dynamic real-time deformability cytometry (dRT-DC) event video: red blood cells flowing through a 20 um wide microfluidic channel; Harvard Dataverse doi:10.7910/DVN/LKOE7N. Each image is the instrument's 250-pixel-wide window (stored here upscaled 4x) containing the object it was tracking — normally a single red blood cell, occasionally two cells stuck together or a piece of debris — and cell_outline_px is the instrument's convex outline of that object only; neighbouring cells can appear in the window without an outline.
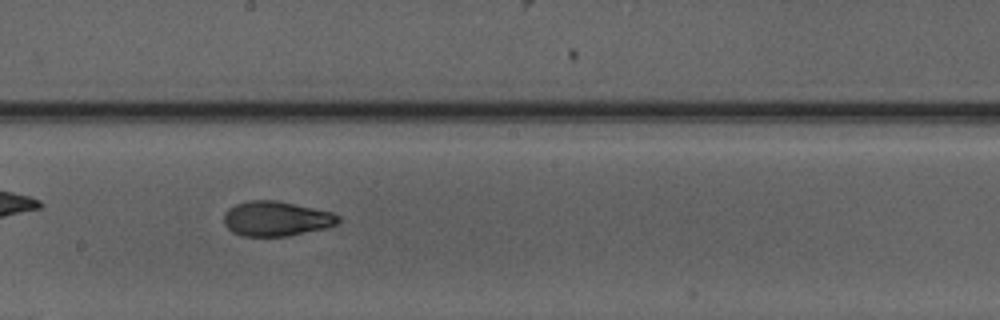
{"species": "Egyptian fruit bat (a non-hibernating species)", "species_latin": "Rousettus aegyptiacus", "temperature_condition": "warm", "stored_images_in_passage": 36, "camera_frame_rate_fps": 3000, "um_per_image_px": 0.085, "animal": {"sex": "male"}, "frame": {"image": 1, "passage_image": 16, "time_ms": 5.0, "image_size_px": [1000, 320], "cell_outline_px": [[340, 220], [336, 224], [324, 228], [288, 236], [244, 236], [232, 232], [224, 224], [224, 212], [228, 208], [236, 204], [248, 200], [276, 200], [332, 212], [340, 216]], "centroid_in_image_um": [23.45, 18.58], "position_along_channel_um": 224.7, "area_um2": 23.18}}
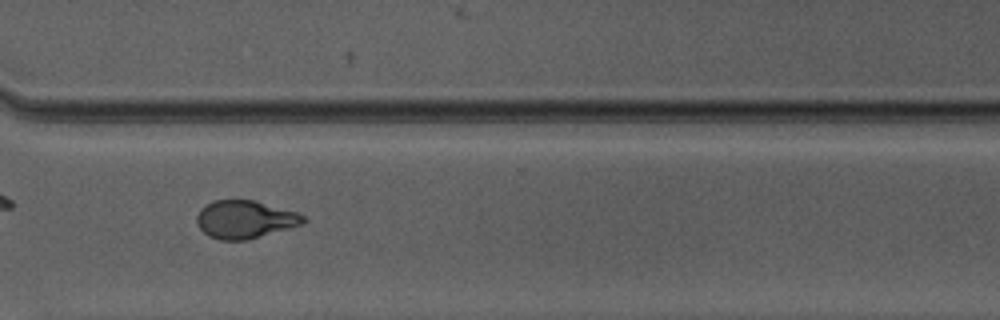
{"frame": {"image": 2, "passage_image": 25, "time_ms": 8.0, "image_size_px": [1000, 320], "cell_outline_px": [[308, 220], [300, 224], [288, 228], [244, 240], [220, 240], [208, 236], [196, 224], [196, 216], [200, 208], [212, 200], [252, 200], [296, 212], [304, 216]], "centroid_in_image_um": [20.75, 18.64], "position_along_channel_um": 349.8, "area_um2": 23.24}, "authors_computed_cell_mechanics": {"area_um2": 23.3223, "velocity_mm_per_s": 4.1748, "shape_relaxation_time_tau1_ms": 4.8709, "shape_relaxation_time_tau2_ms": 1.6709, "deformation_change_tau1": 0.1947, "deformation_change_tau2": 0.0796}}